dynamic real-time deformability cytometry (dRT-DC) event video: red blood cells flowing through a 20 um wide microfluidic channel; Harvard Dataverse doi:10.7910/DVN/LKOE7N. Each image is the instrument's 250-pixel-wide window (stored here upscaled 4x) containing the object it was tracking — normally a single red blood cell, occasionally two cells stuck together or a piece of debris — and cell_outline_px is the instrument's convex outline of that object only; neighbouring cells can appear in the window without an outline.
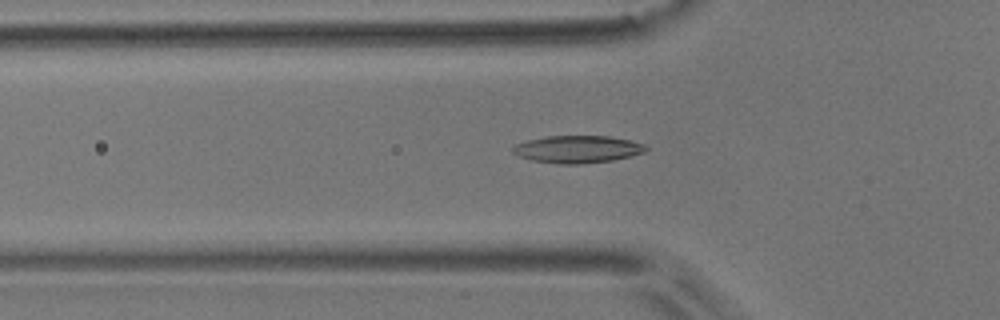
{"species": "common noctule bat (a hibernating species)", "species_latin": "Nyctalus noctula", "temperature_condition": "room temperature", "stored_images_in_passage": 52, "camera_frame_rate_fps": 3000, "um_per_image_px": 0.085, "animal": {"sex": "male", "body_mass_g": 17.9}, "frame": {"image": 1, "passage_image": 18, "time_ms": 5.667, "image_size_px": [1000, 320], "cell_outline_px": [[648, 148], [644, 152], [612, 160], [580, 164], [560, 164], [532, 160], [520, 156], [512, 152], [512, 148], [516, 144], [528, 140], [548, 136], [608, 136], [628, 140], [644, 144]], "centroid_in_image_um": [49.07, 12.68], "position_along_channel_um": 76.7, "area_um2": 20.92}}
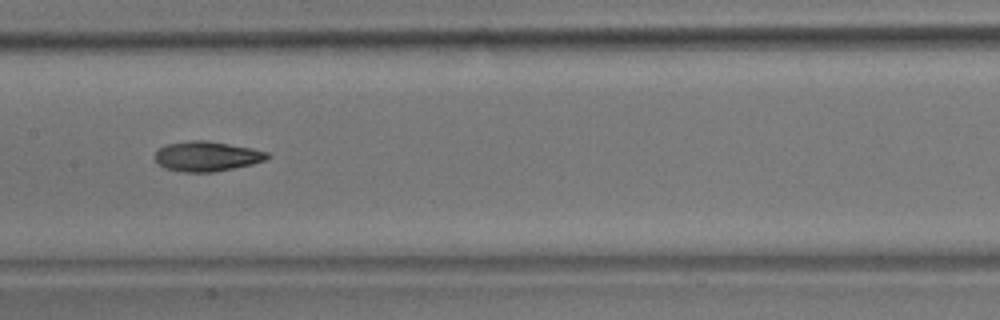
{"frame": {"image": 2, "passage_image": 27, "time_ms": 8.667, "image_size_px": [1000, 320], "cell_outline_px": [[272, 156], [268, 160], [252, 164], [212, 172], [184, 172], [164, 168], [156, 160], [156, 152], [160, 148], [168, 144], [188, 140], [208, 140], [252, 148], [268, 152]], "centroid_in_image_um": [17.63, 13.28], "position_along_channel_um": 189.8, "area_um2": 19.59}}
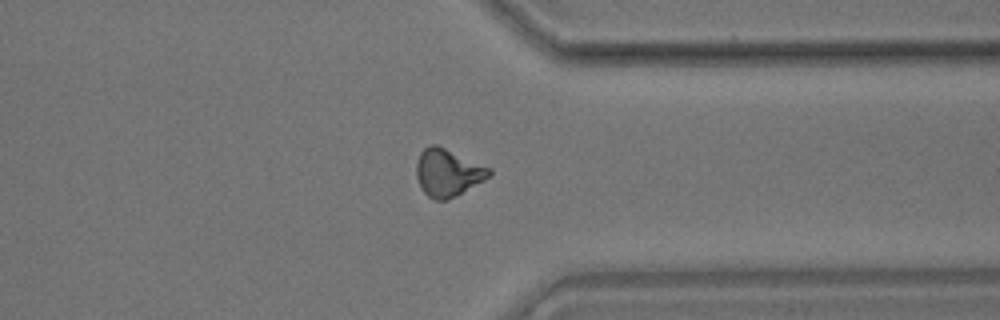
{"frame": {"image": 3, "passage_image": 42, "time_ms": 13.667, "image_size_px": [1000, 320], "cell_outline_px": [[492, 172], [484, 180], [456, 196], [444, 200], [436, 200], [428, 196], [420, 188], [416, 176], [416, 164], [420, 152], [428, 144], [436, 144], [492, 168]], "centroid_in_image_um": [38.04, 14.66], "position_along_channel_um": 373.4, "area_um2": 20.17}}